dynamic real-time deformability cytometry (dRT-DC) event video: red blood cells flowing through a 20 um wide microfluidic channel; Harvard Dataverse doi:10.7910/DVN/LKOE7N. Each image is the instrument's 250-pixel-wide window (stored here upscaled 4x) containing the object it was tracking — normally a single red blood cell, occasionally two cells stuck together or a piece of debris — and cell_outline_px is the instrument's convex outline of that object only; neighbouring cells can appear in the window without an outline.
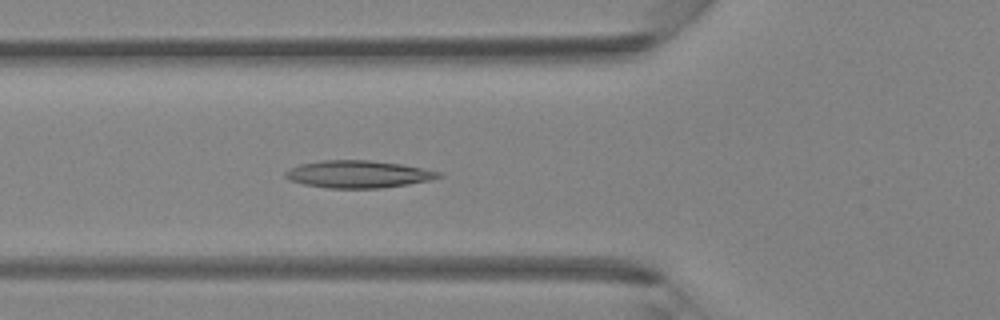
{"species": "Egyptian fruit bat (a non-hibernating species)", "species_latin": "Rousettus aegyptiacus", "temperature_condition": "room temperature", "stored_images_in_passage": 32, "camera_frame_rate_fps": 3000, "um_per_image_px": 0.085, "animal": {"sex": "female"}, "frame": {"image": 1, "passage_image": 4, "time_ms": 1.0, "image_size_px": [1000, 320], "cell_outline_px": [[444, 176], [428, 180], [408, 184], [380, 188], [328, 188], [304, 184], [288, 180], [284, 176], [284, 172], [300, 164], [324, 160], [368, 160], [400, 164], [444, 172]], "centroid_in_image_um": [30.46, 14.81], "position_along_channel_um": 95.3, "area_um2": 24.33}}
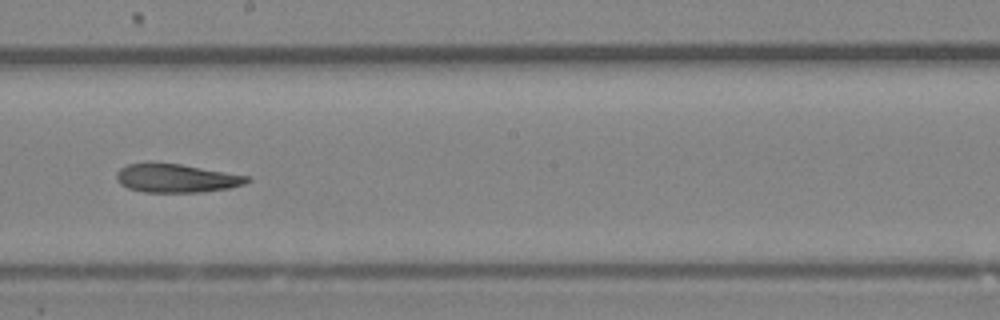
{"frame": {"image": 2, "passage_image": 13, "time_ms": 4.0, "image_size_px": [1000, 320], "cell_outline_px": [[252, 180], [244, 184], [228, 188], [204, 192], [144, 192], [128, 188], [120, 184], [116, 180], [116, 172], [120, 168], [128, 164], [180, 164], [248, 176]], "centroid_in_image_um": [14.99, 15.17], "position_along_channel_um": 233.2, "area_um2": 21.39}}
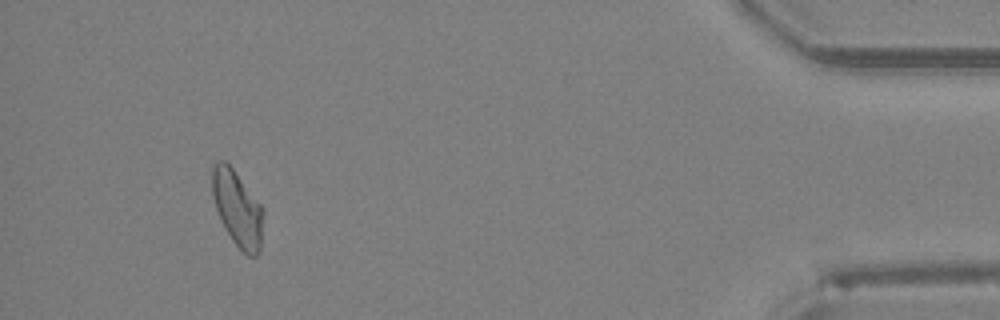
{"frame": {"image": 3, "passage_image": 29, "time_ms": 9.333, "image_size_px": [1000, 320], "cell_outline_px": [[264, 216], [260, 252], [256, 256], [248, 256], [232, 240], [224, 228], [220, 220], [216, 208], [212, 192], [212, 164], [216, 160], [224, 160], [232, 168], [264, 208]], "centroid_in_image_um": [20.19, 17.73], "position_along_channel_um": 415.0, "area_um2": 22.66}}